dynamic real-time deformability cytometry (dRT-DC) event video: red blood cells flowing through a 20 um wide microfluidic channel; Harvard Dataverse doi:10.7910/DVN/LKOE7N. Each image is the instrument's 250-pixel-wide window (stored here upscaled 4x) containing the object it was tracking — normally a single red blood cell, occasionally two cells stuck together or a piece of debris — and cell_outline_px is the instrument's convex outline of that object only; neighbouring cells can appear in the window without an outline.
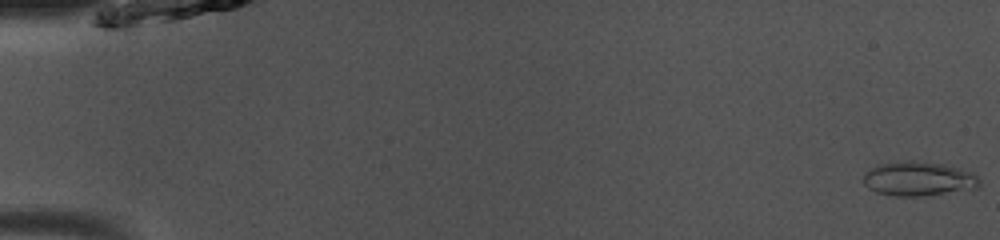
{"species": "common noctule bat (a hibernating species)", "species_latin": "Nyctalus noctula", "temperature_condition": "room temperature", "stored_images_in_passage": 49, "camera_frame_rate_fps": 3000, "um_per_image_px": 0.085, "animal": {"sex": "male", "body_mass_g": 13.0, "forearm_length_mm": 53.1}, "frame": {"image": 1, "passage_image": 1, "time_ms": 0.0, "image_size_px": [1000, 240], "cell_outline_px": [[980, 188], [924, 196], [896, 196], [876, 192], [868, 188], [864, 184], [864, 172], [876, 164], [908, 160], [916, 160], [944, 164], [972, 172], [980, 180]], "centroid_in_image_um": [78.07, 15.19], "position_along_channel_um": 6.9, "area_um2": 23.52}}
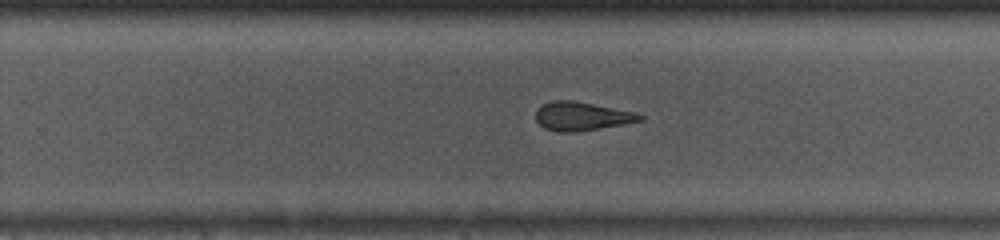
{"frame": {"image": 2, "passage_image": 32, "time_ms": 10.333, "image_size_px": [1000, 240], "cell_outline_px": [[644, 120], [624, 124], [576, 132], [556, 132], [544, 128], [536, 120], [536, 108], [552, 100], [572, 100], [636, 112], [644, 116]], "centroid_in_image_um": [49.44, 9.88], "position_along_channel_um": 280.4, "area_um2": 17.46}}
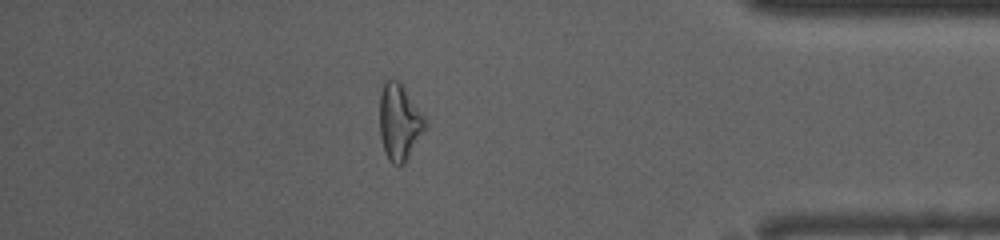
{"frame": {"image": 3, "passage_image": 43, "time_ms": 14.0, "image_size_px": [1000, 240], "cell_outline_px": [[428, 128], [404, 164], [392, 164], [388, 160], [384, 152], [380, 136], [380, 92], [384, 84], [388, 80], [400, 80], [404, 84], [428, 120]], "centroid_in_image_um": [34.0, 10.37], "position_along_channel_um": 401.2, "area_um2": 20.98}, "authors_computed_cell_mechanics": {"area_um2": 19.4208, "velocity_mm_per_s": 4.0985, "shape_relaxation_time_tau1_ms": null, "shape_relaxation_time_tau2_ms": 1.8072, "deformation_change_tau1": null, "deformation_change_tau2": 0.0952}}